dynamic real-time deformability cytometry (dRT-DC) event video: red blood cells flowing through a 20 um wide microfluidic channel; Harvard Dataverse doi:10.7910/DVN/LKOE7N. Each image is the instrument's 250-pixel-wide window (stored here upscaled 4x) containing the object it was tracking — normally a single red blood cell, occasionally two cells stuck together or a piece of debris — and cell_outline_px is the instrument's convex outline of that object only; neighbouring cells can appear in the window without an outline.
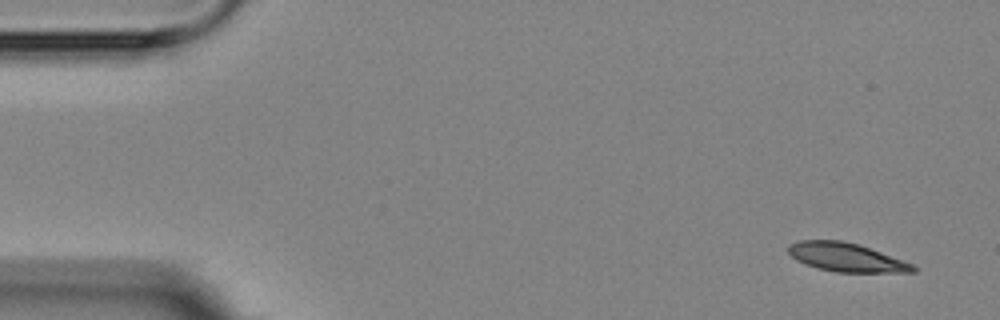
{"species": "Egyptian fruit bat (a non-hibernating species)", "species_latin": "Rousettus aegyptiacus", "temperature_condition": "room temperature", "stored_images_in_passage": 4, "camera_frame_rate_fps": 3000, "um_per_image_px": 0.085, "animal": {"sex": "female"}, "frame": {"image": 1, "passage_image": 1, "time_ms": 0.0, "image_size_px": [1000, 320], "cell_outline_px": [[916, 272], [836, 272], [816, 268], [804, 264], [796, 260], [788, 252], [788, 244], [796, 240], [840, 240], [860, 244], [912, 264], [916, 268]], "centroid_in_image_um": [71.87, 21.86], "position_along_channel_um": 13.1, "area_um2": 20.87}}